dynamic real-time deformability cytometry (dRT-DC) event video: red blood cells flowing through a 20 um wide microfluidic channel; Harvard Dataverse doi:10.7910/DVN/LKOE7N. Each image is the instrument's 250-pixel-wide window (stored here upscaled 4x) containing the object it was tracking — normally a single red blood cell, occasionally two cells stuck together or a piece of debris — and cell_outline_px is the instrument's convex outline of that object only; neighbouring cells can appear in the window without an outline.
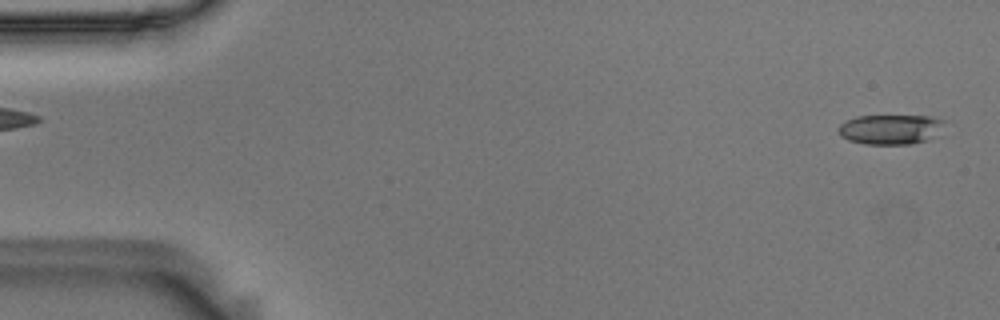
{"species": "Egyptian fruit bat (a non-hibernating species)", "species_latin": "Rousettus aegyptiacus", "temperature_condition": "room temperature", "stored_images_in_passage": 54, "camera_frame_rate_fps": 3000, "um_per_image_px": 0.085, "animal": {"sex": "male"}, "frame": {"image": 1, "passage_image": 1, "time_ms": 0.0, "image_size_px": [1000, 320], "cell_outline_px": [[944, 120], [928, 140], [912, 144], [864, 144], [848, 140], [840, 136], [836, 132], [836, 128], [840, 124], [856, 116], [928, 116]], "centroid_in_image_um": [75.55, 11.0], "position_along_channel_um": 9.4, "area_um2": 18.15}}
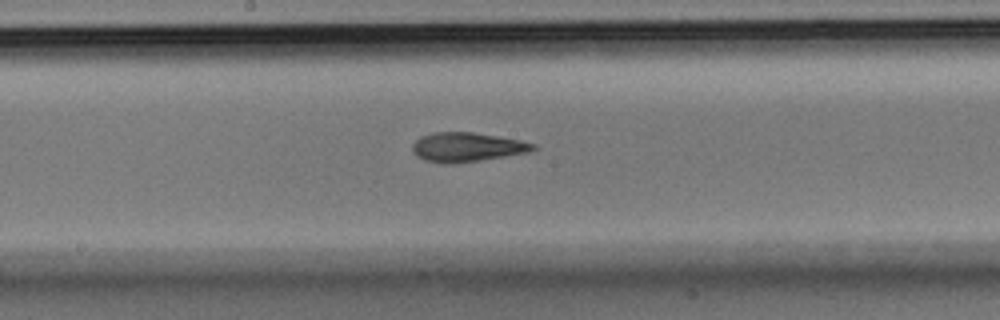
{"frame": {"image": 2, "passage_image": 28, "time_ms": 9.0, "image_size_px": [1000, 320], "cell_outline_px": [[540, 148], [528, 152], [480, 160], [448, 164], [444, 164], [424, 160], [416, 156], [412, 148], [412, 144], [420, 136], [432, 132], [472, 132], [520, 140], [536, 144]], "centroid_in_image_um": [39.68, 12.5], "position_along_channel_um": 208.5, "area_um2": 20.58}}
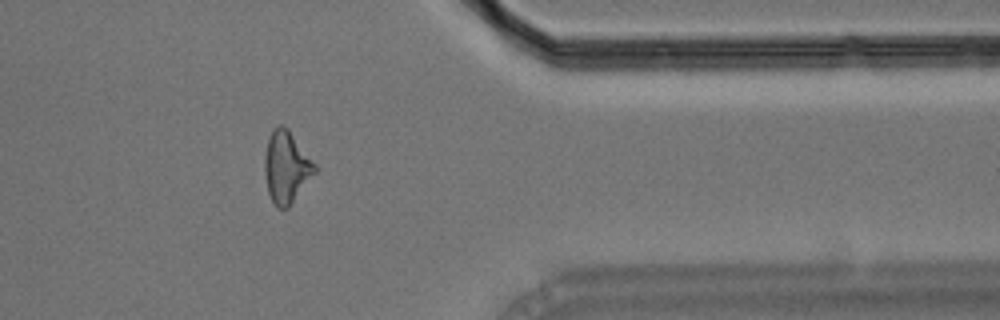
{"frame": {"image": 3, "passage_image": 44, "time_ms": 14.333, "image_size_px": [1000, 320], "cell_outline_px": [[316, 172], [288, 208], [276, 208], [268, 192], [264, 172], [264, 156], [268, 140], [272, 128], [280, 124], [284, 124], [288, 128], [316, 164]], "centroid_in_image_um": [24.33, 14.18], "position_along_channel_um": 387.1, "area_um2": 21.1}, "authors_computed_cell_mechanics": {"area_um2": 20.23, "velocity_mm_per_s": 3.6464, "shape_relaxation_time_tau1_ms": 6.6868, "shape_relaxation_time_tau2_ms": 1.4235, "deformation_change_tau1": 0.2124, "deformation_change_tau2": 0.1006}}